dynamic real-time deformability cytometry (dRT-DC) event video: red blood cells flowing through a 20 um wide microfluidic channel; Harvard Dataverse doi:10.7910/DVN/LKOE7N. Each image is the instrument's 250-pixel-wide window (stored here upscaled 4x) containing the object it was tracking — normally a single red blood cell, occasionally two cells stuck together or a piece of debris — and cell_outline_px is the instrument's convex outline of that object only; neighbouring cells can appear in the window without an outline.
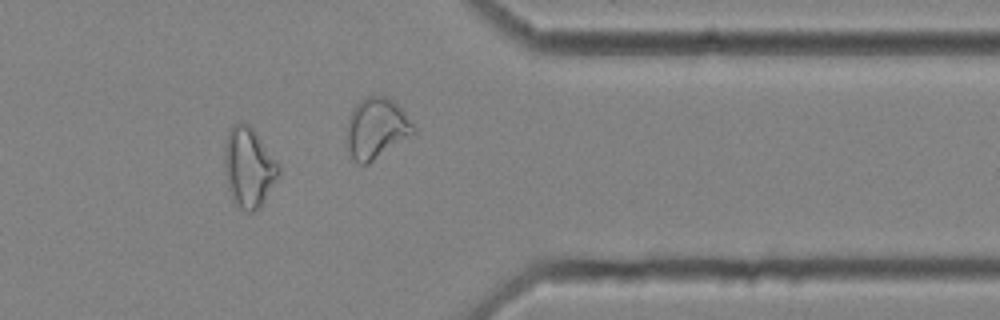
{"species": "common noctule bat (a hibernating species)", "species_latin": "Nyctalus noctula", "temperature_condition": "cold", "stored_images_in_passage": 12, "camera_frame_rate_fps": 3000, "um_per_image_px": 0.085, "animal": {"sex": "female", "body_mass_g": 25.1}, "frame": {"image": 1, "passage_image": 10, "time_ms": 3.0, "image_size_px": [1000, 320], "cell_outline_px": [[280, 172], [264, 200], [252, 212], [248, 212], [240, 208], [236, 204], [228, 188], [224, 172], [224, 148], [228, 132], [236, 124], [248, 124], [256, 132], [280, 164]], "centroid_in_image_um": [21.14, 14.21], "position_along_channel_um": 390.3, "area_um2": 24.85}}